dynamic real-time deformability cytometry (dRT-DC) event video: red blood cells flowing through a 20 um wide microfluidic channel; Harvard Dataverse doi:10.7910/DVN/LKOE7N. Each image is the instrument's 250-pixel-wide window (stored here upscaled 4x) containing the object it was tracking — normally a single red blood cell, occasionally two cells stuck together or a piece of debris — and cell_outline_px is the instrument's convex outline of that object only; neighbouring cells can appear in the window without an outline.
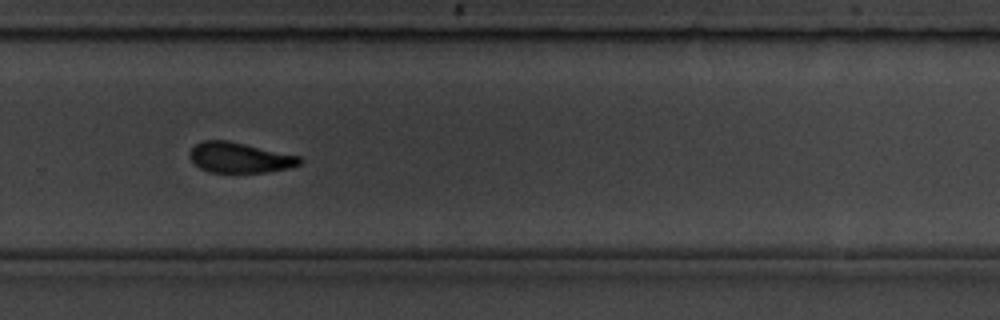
{"species": "common noctule bat (a hibernating species)", "species_latin": "Nyctalus noctula", "temperature_condition": "room temperature", "stored_images_in_passage": 41, "camera_frame_rate_fps": 3000, "um_per_image_px": 0.085, "animal": {"sex": "male", "body_mass_g": 19.5, "forearm_length_mm": 54.6}, "frame": {"image": 1, "passage_image": 24, "time_ms": 7.667, "image_size_px": [1000, 320], "cell_outline_px": [[304, 160], [300, 164], [288, 168], [264, 172], [208, 172], [200, 168], [188, 156], [188, 152], [196, 144], [204, 140], [228, 140], [300, 156]], "centroid_in_image_um": [20.36, 13.39], "position_along_channel_um": 309.4, "area_um2": 19.42}, "authors_computed_cell_mechanics": {"area_um2": 20.0566, "velocity_mm_per_s": 3.5668, "shape_relaxation_time_tau1_ms": 2.308, "shape_relaxation_time_tau2_ms": 2.7838, "deformation_change_tau1": 0.1186, "deformation_change_tau2": 0.0915}}